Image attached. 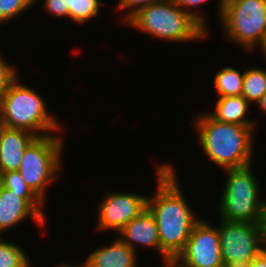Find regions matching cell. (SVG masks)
Here are the masks:
<instances>
[{"instance_id": "26", "label": "cell", "mask_w": 266, "mask_h": 267, "mask_svg": "<svg viewBox=\"0 0 266 267\" xmlns=\"http://www.w3.org/2000/svg\"><path fill=\"white\" fill-rule=\"evenodd\" d=\"M246 267H266V249L252 260Z\"/></svg>"}, {"instance_id": "28", "label": "cell", "mask_w": 266, "mask_h": 267, "mask_svg": "<svg viewBox=\"0 0 266 267\" xmlns=\"http://www.w3.org/2000/svg\"><path fill=\"white\" fill-rule=\"evenodd\" d=\"M54 267H85V265L82 262L80 264L75 265V263L73 264L72 262L70 263L69 261L68 262L61 261L59 265H55Z\"/></svg>"}, {"instance_id": "2", "label": "cell", "mask_w": 266, "mask_h": 267, "mask_svg": "<svg viewBox=\"0 0 266 267\" xmlns=\"http://www.w3.org/2000/svg\"><path fill=\"white\" fill-rule=\"evenodd\" d=\"M193 120L197 145L213 167L225 170L254 163L256 131L252 127L217 121L205 109L196 113Z\"/></svg>"}, {"instance_id": "6", "label": "cell", "mask_w": 266, "mask_h": 267, "mask_svg": "<svg viewBox=\"0 0 266 267\" xmlns=\"http://www.w3.org/2000/svg\"><path fill=\"white\" fill-rule=\"evenodd\" d=\"M65 133L36 137L25 149L17 170L28 187L47 204L49 186L60 179L65 151ZM60 172V173H59Z\"/></svg>"}, {"instance_id": "8", "label": "cell", "mask_w": 266, "mask_h": 267, "mask_svg": "<svg viewBox=\"0 0 266 267\" xmlns=\"http://www.w3.org/2000/svg\"><path fill=\"white\" fill-rule=\"evenodd\" d=\"M219 220L217 227L225 267H246L266 249L264 223Z\"/></svg>"}, {"instance_id": "15", "label": "cell", "mask_w": 266, "mask_h": 267, "mask_svg": "<svg viewBox=\"0 0 266 267\" xmlns=\"http://www.w3.org/2000/svg\"><path fill=\"white\" fill-rule=\"evenodd\" d=\"M212 104H214V110H211L208 113L217 121L246 125L257 131L259 127V119L256 120L255 118H251L249 113L251 112L250 105L252 104H250L242 95L218 97L217 99L215 98L214 103Z\"/></svg>"}, {"instance_id": "17", "label": "cell", "mask_w": 266, "mask_h": 267, "mask_svg": "<svg viewBox=\"0 0 266 267\" xmlns=\"http://www.w3.org/2000/svg\"><path fill=\"white\" fill-rule=\"evenodd\" d=\"M243 66L245 67L242 96L253 106L266 92V68L262 66Z\"/></svg>"}, {"instance_id": "27", "label": "cell", "mask_w": 266, "mask_h": 267, "mask_svg": "<svg viewBox=\"0 0 266 267\" xmlns=\"http://www.w3.org/2000/svg\"><path fill=\"white\" fill-rule=\"evenodd\" d=\"M256 106L258 111L261 110L260 111V114L262 113L261 116H263V114L266 116V92L263 94L262 98L257 102Z\"/></svg>"}, {"instance_id": "4", "label": "cell", "mask_w": 266, "mask_h": 267, "mask_svg": "<svg viewBox=\"0 0 266 267\" xmlns=\"http://www.w3.org/2000/svg\"><path fill=\"white\" fill-rule=\"evenodd\" d=\"M20 79L18 76L0 99V113L6 126L27 130L37 137L67 133L37 89L23 84Z\"/></svg>"}, {"instance_id": "25", "label": "cell", "mask_w": 266, "mask_h": 267, "mask_svg": "<svg viewBox=\"0 0 266 267\" xmlns=\"http://www.w3.org/2000/svg\"><path fill=\"white\" fill-rule=\"evenodd\" d=\"M43 2L44 1V5L41 9H43L44 13L47 16L52 17L53 19H55L57 17V19H67V21L69 20V9L67 6V0H34V7L38 2Z\"/></svg>"}, {"instance_id": "31", "label": "cell", "mask_w": 266, "mask_h": 267, "mask_svg": "<svg viewBox=\"0 0 266 267\" xmlns=\"http://www.w3.org/2000/svg\"><path fill=\"white\" fill-rule=\"evenodd\" d=\"M264 229H265V248H266V216L264 218Z\"/></svg>"}, {"instance_id": "23", "label": "cell", "mask_w": 266, "mask_h": 267, "mask_svg": "<svg viewBox=\"0 0 266 267\" xmlns=\"http://www.w3.org/2000/svg\"><path fill=\"white\" fill-rule=\"evenodd\" d=\"M159 1L161 0H117L118 3L115 4L114 12L118 14L119 12L125 13L122 16L120 15L122 17L120 23L123 25L139 9Z\"/></svg>"}, {"instance_id": "30", "label": "cell", "mask_w": 266, "mask_h": 267, "mask_svg": "<svg viewBox=\"0 0 266 267\" xmlns=\"http://www.w3.org/2000/svg\"><path fill=\"white\" fill-rule=\"evenodd\" d=\"M258 52H260L261 55H263V57H265V58H263L265 60L266 59V42H265V45L263 46V48Z\"/></svg>"}, {"instance_id": "24", "label": "cell", "mask_w": 266, "mask_h": 267, "mask_svg": "<svg viewBox=\"0 0 266 267\" xmlns=\"http://www.w3.org/2000/svg\"><path fill=\"white\" fill-rule=\"evenodd\" d=\"M0 52V99L7 92L9 85L19 76L17 65L10 64Z\"/></svg>"}, {"instance_id": "11", "label": "cell", "mask_w": 266, "mask_h": 267, "mask_svg": "<svg viewBox=\"0 0 266 267\" xmlns=\"http://www.w3.org/2000/svg\"><path fill=\"white\" fill-rule=\"evenodd\" d=\"M46 205L42 200H25L21 193L12 192L0 185V236L20 223L33 220L35 225L42 229V236L46 231L48 216ZM5 232V233H4ZM44 232V233H43Z\"/></svg>"}, {"instance_id": "14", "label": "cell", "mask_w": 266, "mask_h": 267, "mask_svg": "<svg viewBox=\"0 0 266 267\" xmlns=\"http://www.w3.org/2000/svg\"><path fill=\"white\" fill-rule=\"evenodd\" d=\"M36 137L27 130L7 127L0 142V173L17 171L25 149Z\"/></svg>"}, {"instance_id": "19", "label": "cell", "mask_w": 266, "mask_h": 267, "mask_svg": "<svg viewBox=\"0 0 266 267\" xmlns=\"http://www.w3.org/2000/svg\"><path fill=\"white\" fill-rule=\"evenodd\" d=\"M10 240L0 236V267H33L27 251Z\"/></svg>"}, {"instance_id": "18", "label": "cell", "mask_w": 266, "mask_h": 267, "mask_svg": "<svg viewBox=\"0 0 266 267\" xmlns=\"http://www.w3.org/2000/svg\"><path fill=\"white\" fill-rule=\"evenodd\" d=\"M103 5H106L103 0H67L69 21L73 25L86 26L100 16Z\"/></svg>"}, {"instance_id": "21", "label": "cell", "mask_w": 266, "mask_h": 267, "mask_svg": "<svg viewBox=\"0 0 266 267\" xmlns=\"http://www.w3.org/2000/svg\"><path fill=\"white\" fill-rule=\"evenodd\" d=\"M0 185L15 193H21L25 200H41L25 183L18 171L0 173Z\"/></svg>"}, {"instance_id": "10", "label": "cell", "mask_w": 266, "mask_h": 267, "mask_svg": "<svg viewBox=\"0 0 266 267\" xmlns=\"http://www.w3.org/2000/svg\"><path fill=\"white\" fill-rule=\"evenodd\" d=\"M148 195L132 190L125 192L110 191L98 203L96 231H115L116 234L132 219L147 208ZM98 229V230H97Z\"/></svg>"}, {"instance_id": "16", "label": "cell", "mask_w": 266, "mask_h": 267, "mask_svg": "<svg viewBox=\"0 0 266 267\" xmlns=\"http://www.w3.org/2000/svg\"><path fill=\"white\" fill-rule=\"evenodd\" d=\"M236 69L235 66H223L216 72L214 87L216 97L241 96L244 82V67ZM241 70V71H240Z\"/></svg>"}, {"instance_id": "22", "label": "cell", "mask_w": 266, "mask_h": 267, "mask_svg": "<svg viewBox=\"0 0 266 267\" xmlns=\"http://www.w3.org/2000/svg\"><path fill=\"white\" fill-rule=\"evenodd\" d=\"M34 6V0H0V26L13 22Z\"/></svg>"}, {"instance_id": "13", "label": "cell", "mask_w": 266, "mask_h": 267, "mask_svg": "<svg viewBox=\"0 0 266 267\" xmlns=\"http://www.w3.org/2000/svg\"><path fill=\"white\" fill-rule=\"evenodd\" d=\"M112 241L109 245H100V247L92 250L82 262L85 267L138 266L139 253L122 242L117 236Z\"/></svg>"}, {"instance_id": "29", "label": "cell", "mask_w": 266, "mask_h": 267, "mask_svg": "<svg viewBox=\"0 0 266 267\" xmlns=\"http://www.w3.org/2000/svg\"><path fill=\"white\" fill-rule=\"evenodd\" d=\"M6 128H7V126L5 124L4 119L2 118L1 113H0V142H1V139H2V135H3V133H4Z\"/></svg>"}, {"instance_id": "9", "label": "cell", "mask_w": 266, "mask_h": 267, "mask_svg": "<svg viewBox=\"0 0 266 267\" xmlns=\"http://www.w3.org/2000/svg\"><path fill=\"white\" fill-rule=\"evenodd\" d=\"M202 218L194 225L184 250L172 267H225L217 224Z\"/></svg>"}, {"instance_id": "7", "label": "cell", "mask_w": 266, "mask_h": 267, "mask_svg": "<svg viewBox=\"0 0 266 267\" xmlns=\"http://www.w3.org/2000/svg\"><path fill=\"white\" fill-rule=\"evenodd\" d=\"M219 23L224 41L245 53L261 50L266 42V0H227Z\"/></svg>"}, {"instance_id": "20", "label": "cell", "mask_w": 266, "mask_h": 267, "mask_svg": "<svg viewBox=\"0 0 266 267\" xmlns=\"http://www.w3.org/2000/svg\"><path fill=\"white\" fill-rule=\"evenodd\" d=\"M176 3L188 14H190L196 21H198L209 33L210 27L209 26V14L206 13L207 11H201L199 8H202L201 6L206 4L207 2H210L211 0H175ZM218 6H217V15L219 16L218 19L220 20L223 10L225 8V5L227 3V0H218ZM198 7V8H197ZM199 10V11H198ZM203 11V12H202ZM208 14V15H207ZM209 27V28H208Z\"/></svg>"}, {"instance_id": "3", "label": "cell", "mask_w": 266, "mask_h": 267, "mask_svg": "<svg viewBox=\"0 0 266 267\" xmlns=\"http://www.w3.org/2000/svg\"><path fill=\"white\" fill-rule=\"evenodd\" d=\"M125 25L135 29L134 31L138 30L154 39L157 38V41L171 44L183 45L210 37V33L175 0H161L143 7L132 15L123 27Z\"/></svg>"}, {"instance_id": "1", "label": "cell", "mask_w": 266, "mask_h": 267, "mask_svg": "<svg viewBox=\"0 0 266 267\" xmlns=\"http://www.w3.org/2000/svg\"><path fill=\"white\" fill-rule=\"evenodd\" d=\"M153 165L156 189L155 194L148 195L147 208L157 223L163 263L161 266L164 267L171 266L184 250L194 225L201 218L184 196L185 191L180 188L179 172L175 169V164L161 161Z\"/></svg>"}, {"instance_id": "12", "label": "cell", "mask_w": 266, "mask_h": 267, "mask_svg": "<svg viewBox=\"0 0 266 267\" xmlns=\"http://www.w3.org/2000/svg\"><path fill=\"white\" fill-rule=\"evenodd\" d=\"M117 237L138 253V247L152 249L160 256L161 244L154 215L146 208L139 216L132 219L118 233ZM160 253V254H159Z\"/></svg>"}, {"instance_id": "5", "label": "cell", "mask_w": 266, "mask_h": 267, "mask_svg": "<svg viewBox=\"0 0 266 267\" xmlns=\"http://www.w3.org/2000/svg\"><path fill=\"white\" fill-rule=\"evenodd\" d=\"M254 166L252 164L243 168L222 170L223 174L226 173L224 177H227L219 192L221 194L216 206L220 219L264 223L266 200L262 194L260 179L254 174Z\"/></svg>"}]
</instances>
